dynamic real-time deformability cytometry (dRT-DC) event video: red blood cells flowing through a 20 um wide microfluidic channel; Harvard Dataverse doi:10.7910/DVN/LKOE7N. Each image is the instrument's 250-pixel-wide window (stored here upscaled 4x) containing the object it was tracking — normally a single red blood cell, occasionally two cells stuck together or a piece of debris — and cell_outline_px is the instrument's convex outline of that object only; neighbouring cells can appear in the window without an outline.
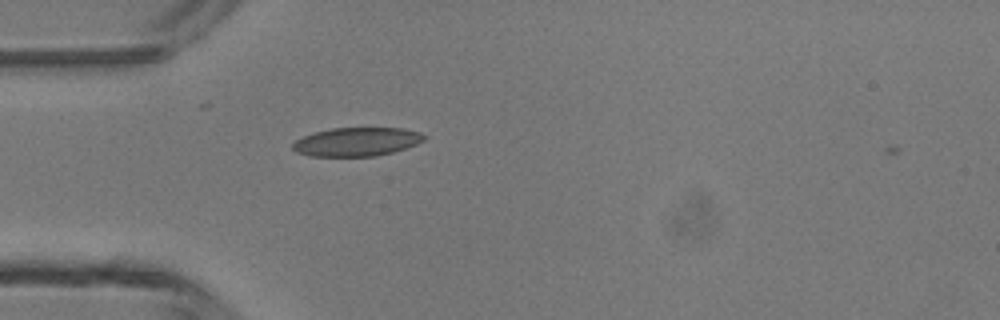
{"species": "common noctule bat (a hibernating species)", "species_latin": "Nyctalus noctula", "temperature_condition": "room temperature", "stored_images_in_passage": 36, "camera_frame_rate_fps": 3000, "um_per_image_px": 0.085, "animal": {"sex": "male", "body_mass_g": 13.3}, "frame": {"image": 1, "passage_image": 3, "time_ms": 0.667, "image_size_px": [1000, 320], "cell_outline_px": [[428, 136], [424, 140], [416, 144], [392, 152], [376, 156], [308, 156], [296, 152], [292, 148], [292, 144], [296, 140], [304, 136], [316, 132], [332, 128], [404, 128], [420, 132]], "centroid_in_image_um": [30.33, 12.05], "position_along_channel_um": 54.7, "area_um2": 21.91}}
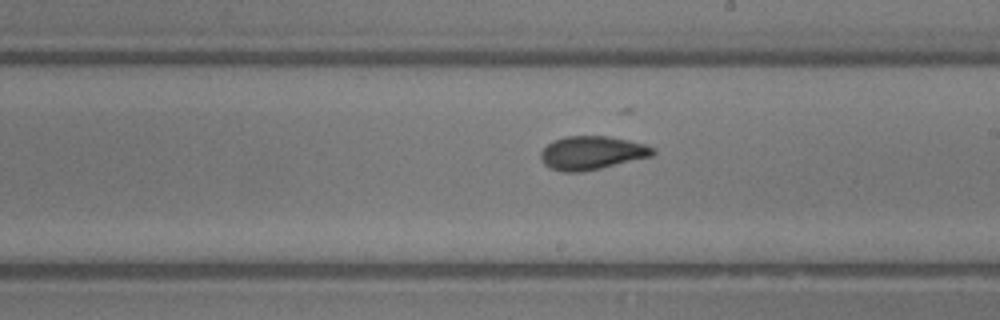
{"frame": {"image": 2, "passage_image": 16, "time_ms": 5.0, "image_size_px": [1000, 320], "cell_outline_px": [[656, 152], [652, 156], [600, 168], [580, 172], [564, 172], [548, 168], [544, 164], [540, 156], [540, 152], [552, 140], [564, 136], [608, 136], [628, 140], [644, 144], [656, 148]], "centroid_in_image_um": [50.29, 12.99], "position_along_channel_um": 238.7, "area_um2": 21.96}}
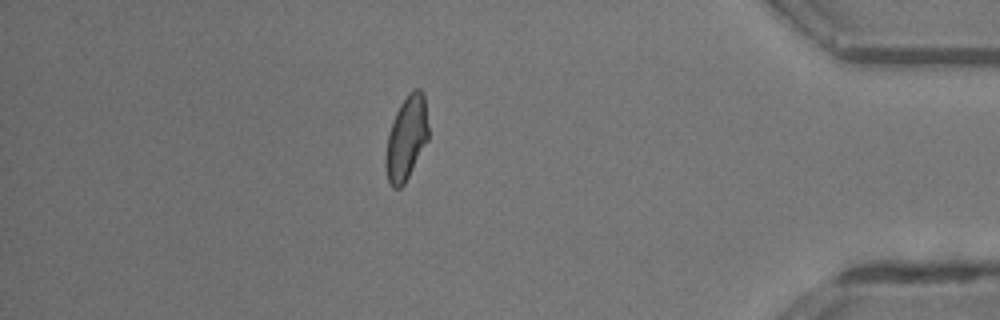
{"frame": {"image": 3, "passage_image": 30, "time_ms": 9.667, "image_size_px": [1000, 320], "cell_outline_px": [[428, 140], [404, 184], [400, 188], [392, 188], [388, 180], [384, 164], [384, 160], [388, 132], [396, 112], [400, 104], [408, 92], [412, 88], [420, 88], [424, 92], [428, 124]], "centroid_in_image_um": [34.54, 11.71], "position_along_channel_um": 400.7, "area_um2": 21.15}, "authors_computed_cell_mechanics": {"area_um2": 21.1837, "velocity_mm_per_s": 4.3727, "shape_relaxation_time_tau1_ms": 5.1695, "shape_relaxation_time_tau2_ms": 1.2631, "deformation_change_tau1": 0.1572, "deformation_change_tau2": 0.0681}}